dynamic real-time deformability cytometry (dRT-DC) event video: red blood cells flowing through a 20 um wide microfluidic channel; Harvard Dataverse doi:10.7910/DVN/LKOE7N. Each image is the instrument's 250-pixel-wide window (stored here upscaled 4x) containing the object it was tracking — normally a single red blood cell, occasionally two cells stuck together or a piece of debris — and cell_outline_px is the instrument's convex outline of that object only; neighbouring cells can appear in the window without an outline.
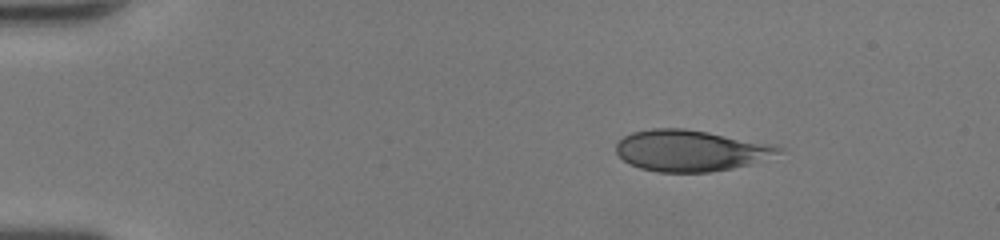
{"species": "human", "species_latin": "Homo sapiens", "temperature_condition": "room temperature", "stored_images_in_passage": 42, "camera_frame_rate_fps": 3000, "um_per_image_px": 0.085, "donor": {"sex": "female"}, "frame": {"image": 1, "passage_image": 1, "time_ms": 0.0, "image_size_px": [1000, 240], "cell_outline_px": [[784, 148], [780, 152], [752, 164], [732, 168], [708, 172], [656, 172], [640, 168], [624, 160], [616, 152], [616, 144], [624, 136], [632, 132], [652, 128], [684, 128], [780, 144]], "centroid_in_image_um": [58.74, 12.79], "position_along_channel_um": 26.3, "area_um2": 39.25}}
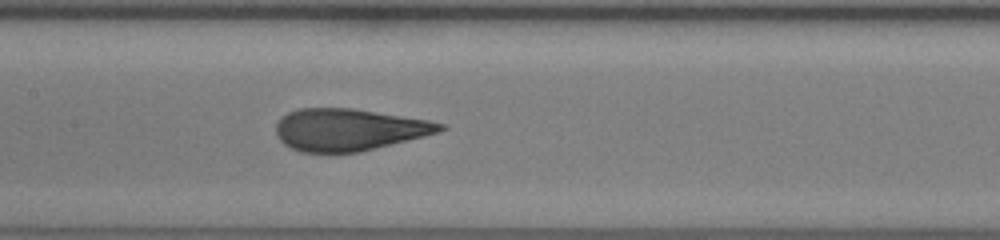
{"frame": {"image": 2, "passage_image": 18, "time_ms": 5.667, "image_size_px": [1000, 240], "cell_outline_px": [[448, 128], [440, 132], [360, 152], [300, 152], [284, 144], [276, 136], [276, 124], [280, 116], [288, 112], [300, 108], [352, 108], [428, 120], [444, 124]], "centroid_in_image_um": [29.63, 11.01], "position_along_channel_um": 177.8, "area_um2": 40.17}}
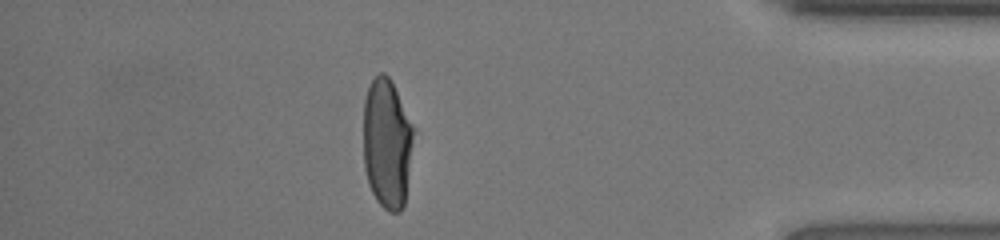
{"frame": {"image": 3, "passage_image": 36, "time_ms": 11.667, "image_size_px": [1000, 240], "cell_outline_px": [[416, 128], [404, 204], [400, 212], [388, 212], [376, 200], [368, 184], [364, 168], [364, 100], [368, 88], [372, 80], [380, 72], [384, 72], [392, 80]], "centroid_in_image_um": [32.92, 12.16], "position_along_channel_um": 402.3, "area_um2": 38.78}, "authors_computed_cell_mechanics": {"area_um2": 40.6334, "velocity_mm_per_s": 4.3122, "shape_relaxation_time_tau1_ms": 8.5536, "shape_relaxation_time_tau2_ms": null, "deformation_change_tau1": 0.3227, "deformation_change_tau2": null}}